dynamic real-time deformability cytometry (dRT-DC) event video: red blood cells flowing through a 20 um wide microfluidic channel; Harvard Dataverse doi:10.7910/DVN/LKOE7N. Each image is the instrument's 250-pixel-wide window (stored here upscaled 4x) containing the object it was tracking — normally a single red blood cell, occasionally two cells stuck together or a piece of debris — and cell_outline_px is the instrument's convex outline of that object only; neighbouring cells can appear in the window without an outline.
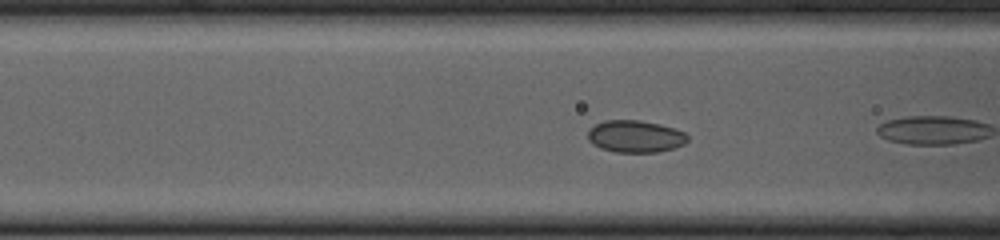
{"species": "common noctule bat (a hibernating species)", "species_latin": "Nyctalus noctula", "temperature_condition": "cold", "stored_images_in_passage": 11, "camera_frame_rate_fps": 3000, "um_per_image_px": 0.085, "animal": {"sex": "female", "body_mass_g": 23.0, "forearm_length_mm": 53.4}, "frame": {"image": 1, "passage_image": 5, "time_ms": 1.333, "image_size_px": [1000, 240], "cell_outline_px": [[688, 140], [684, 144], [672, 148], [656, 152], [616, 152], [600, 148], [588, 140], [588, 132], [596, 124], [604, 120], [640, 120], [660, 124], [684, 132], [688, 136]], "centroid_in_image_um": [54.0, 11.59], "position_along_channel_um": 112.6, "area_um2": 18.5}}